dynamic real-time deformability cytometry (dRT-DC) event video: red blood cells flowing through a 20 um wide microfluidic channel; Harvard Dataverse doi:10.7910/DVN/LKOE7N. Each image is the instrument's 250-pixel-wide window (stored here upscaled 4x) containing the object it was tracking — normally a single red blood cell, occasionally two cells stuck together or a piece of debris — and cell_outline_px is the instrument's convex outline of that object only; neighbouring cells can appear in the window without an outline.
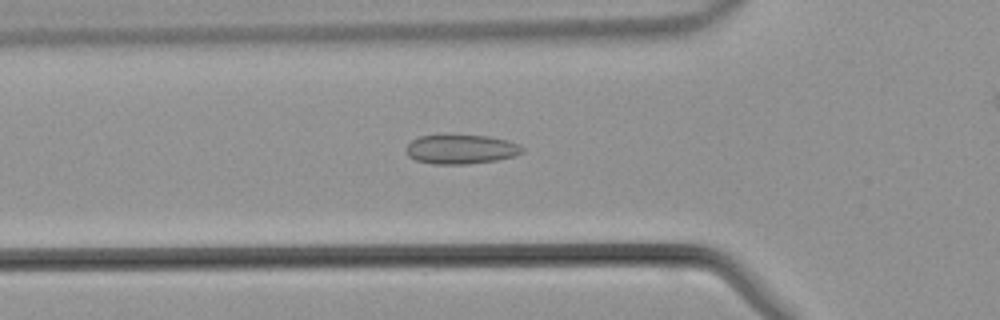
{"species": "common noctule bat (a hibernating species)", "species_latin": "Nyctalus noctula", "temperature_condition": "warm", "stored_images_in_passage": 35, "camera_frame_rate_fps": 3000, "um_per_image_px": 0.085, "animal": {"sex": "male", "body_mass_g": 21.5, "forearm_length_mm": 52.0}, "frame": {"image": 1, "passage_image": 14, "time_ms": 4.333, "image_size_px": [1000, 320], "cell_outline_px": [[524, 152], [516, 156], [496, 160], [468, 164], [432, 164], [416, 160], [408, 156], [408, 144], [412, 140], [420, 136], [488, 136], [508, 140], [520, 144], [524, 148]], "centroid_in_image_um": [39.25, 12.7], "position_along_channel_um": 86.5, "area_um2": 19.65}}
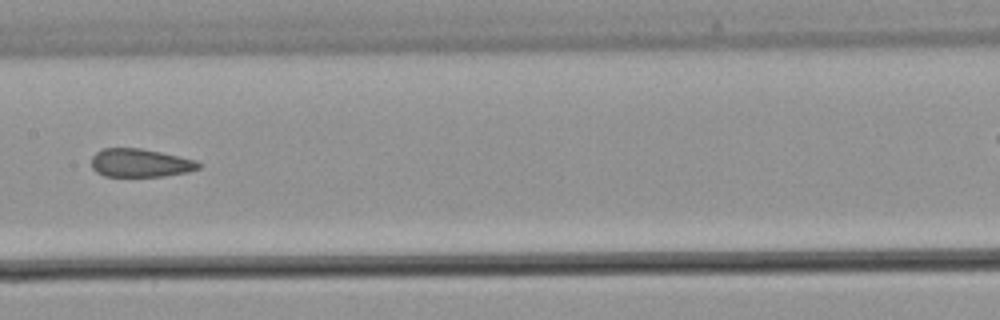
{"frame": {"image": 2, "passage_image": 21, "time_ms": 6.667, "image_size_px": [1000, 320], "cell_outline_px": [[200, 168], [188, 172], [164, 176], [104, 176], [96, 172], [92, 168], [92, 156], [96, 152], [104, 148], [140, 148], [180, 156], [196, 160], [200, 164]], "centroid_in_image_um": [11.92, 13.85], "position_along_channel_um": 195.5, "area_um2": 17.69}}
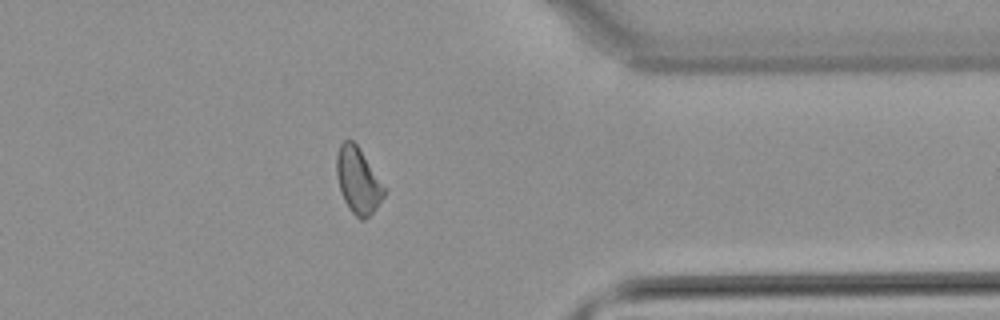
{"frame": {"image": 3, "passage_image": 34, "time_ms": 11.0, "image_size_px": [1000, 320], "cell_outline_px": [[388, 188], [384, 196], [376, 208], [364, 220], [360, 220], [348, 208], [340, 192], [336, 176], [336, 156], [340, 144], [344, 140], [352, 140], [356, 144]], "centroid_in_image_um": [30.45, 15.35], "position_along_channel_um": 381.0, "area_um2": 18.55}}